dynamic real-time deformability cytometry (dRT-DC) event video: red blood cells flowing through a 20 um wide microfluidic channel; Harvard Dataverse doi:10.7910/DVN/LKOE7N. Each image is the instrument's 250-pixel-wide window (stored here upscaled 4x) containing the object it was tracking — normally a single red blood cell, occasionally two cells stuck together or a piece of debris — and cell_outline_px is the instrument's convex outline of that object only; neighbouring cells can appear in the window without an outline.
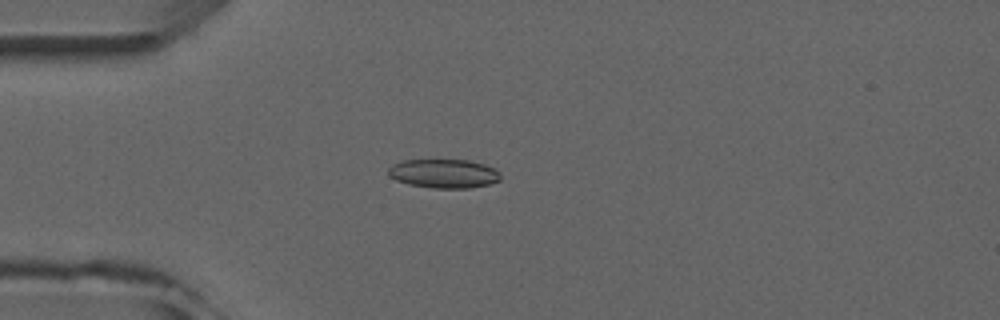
{"species": "common noctule bat (a hibernating species)", "species_latin": "Nyctalus noctula", "temperature_condition": "room temperature", "stored_images_in_passage": 5, "camera_frame_rate_fps": 3000, "um_per_image_px": 0.085, "animal": {"sex": "male", "forearm_length_mm": 52.5}, "frame": {"image": 1, "passage_image": 4, "time_ms": 3.667, "image_size_px": [1000, 320], "cell_outline_px": [[500, 180], [488, 184], [468, 188], [432, 188], [408, 184], [396, 180], [388, 176], [388, 168], [392, 164], [404, 160], [468, 160], [484, 164], [496, 168], [500, 172]], "centroid_in_image_um": [37.72, 14.75], "position_along_channel_um": 47.3, "area_um2": 19.02}}